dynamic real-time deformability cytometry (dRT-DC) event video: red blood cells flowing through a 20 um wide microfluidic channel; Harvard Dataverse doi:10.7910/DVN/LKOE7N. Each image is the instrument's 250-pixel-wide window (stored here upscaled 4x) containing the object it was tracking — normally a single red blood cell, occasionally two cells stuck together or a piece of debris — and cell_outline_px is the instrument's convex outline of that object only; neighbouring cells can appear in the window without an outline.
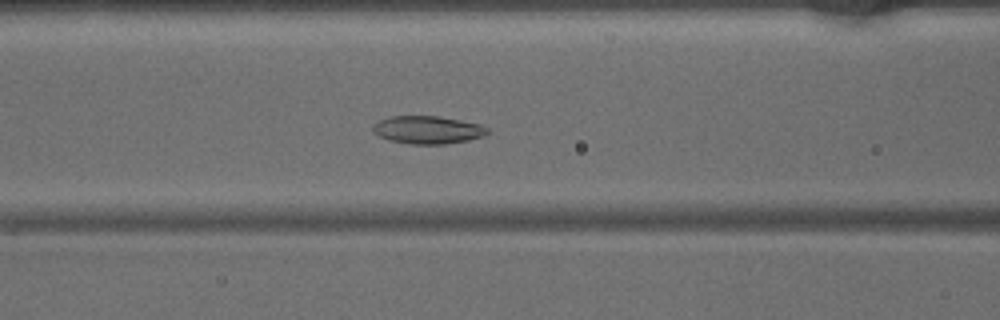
{"species": "common noctule bat (a hibernating species)", "species_latin": "Nyctalus noctula", "temperature_condition": "warm", "stored_images_in_passage": 48, "camera_frame_rate_fps": 3000, "um_per_image_px": 0.085, "animal": {"sex": "male", "body_mass_g": 15.6}, "frame": {"image": 1, "passage_image": 20, "time_ms": 6.333, "image_size_px": [1000, 320], "cell_outline_px": [[488, 132], [484, 136], [468, 140], [444, 144], [408, 144], [388, 140], [372, 132], [372, 124], [380, 120], [392, 116], [436, 116], [460, 120], [480, 124], [488, 128]], "centroid_in_image_um": [36.33, 11.04], "position_along_channel_um": 130.3, "area_um2": 18.61}}
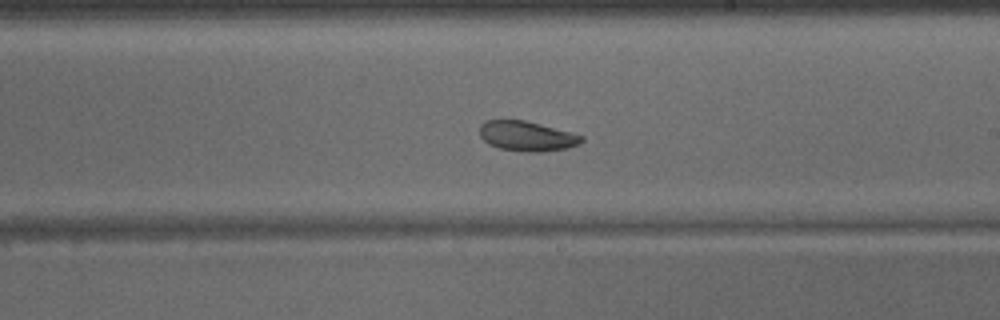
{"frame": {"image": 2, "passage_image": 28, "time_ms": 9.0, "image_size_px": [1000, 320], "cell_outline_px": [[584, 140], [580, 144], [568, 148], [544, 152], [524, 152], [500, 148], [488, 144], [480, 136], [480, 124], [488, 120], [524, 120], [572, 132], [584, 136]], "centroid_in_image_um": [44.82, 11.58], "position_along_channel_um": 244.2, "area_um2": 17.92}}
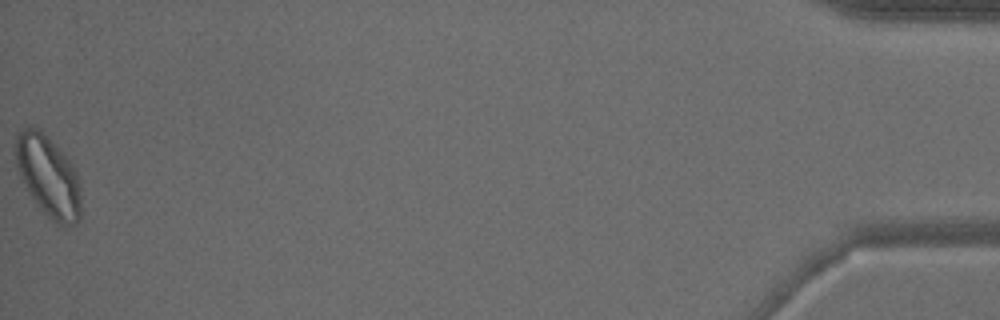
{"frame": {"image": 3, "passage_image": 48, "time_ms": 15.667, "image_size_px": [1000, 320], "cell_outline_px": [[80, 220], [76, 224], [64, 228], [60, 228], [36, 204], [20, 180], [16, 168], [16, 136], [24, 128], [40, 128], [72, 164], [76, 172], [80, 188]], "centroid_in_image_um": [4.1, 15.05], "position_along_channel_um": 431.1, "area_um2": 31.04}}